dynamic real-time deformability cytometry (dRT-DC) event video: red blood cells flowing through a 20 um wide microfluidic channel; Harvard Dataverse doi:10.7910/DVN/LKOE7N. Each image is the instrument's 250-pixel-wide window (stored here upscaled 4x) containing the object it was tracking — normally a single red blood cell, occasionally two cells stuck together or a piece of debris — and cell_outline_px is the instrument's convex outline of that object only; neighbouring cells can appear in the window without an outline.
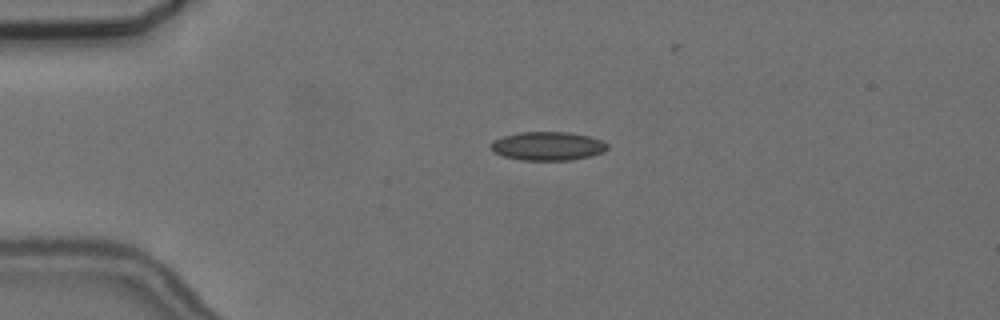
{"species": "common noctule bat (a hibernating species)", "species_latin": "Nyctalus noctula", "temperature_condition": "cold", "stored_images_in_passage": 3, "camera_frame_rate_fps": 3000, "um_per_image_px": 0.085, "animal": {"sex": "female", "body_mass_g": 24.6, "forearm_length_mm": 56.2}, "frame": {"image": 1, "passage_image": 2, "time_ms": 1.0, "image_size_px": [1000, 320], "cell_outline_px": [[608, 148], [604, 152], [572, 160], [520, 160], [504, 156], [496, 152], [492, 148], [492, 140], [504, 136], [520, 132], [568, 132], [588, 136], [600, 140], [608, 144]], "centroid_in_image_um": [46.57, 12.41], "position_along_channel_um": 38.4, "area_um2": 19.25}}